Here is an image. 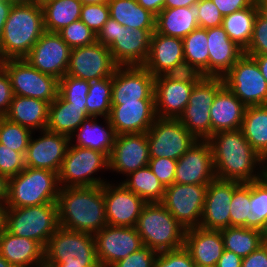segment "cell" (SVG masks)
Instances as JSON below:
<instances>
[{
  "label": "cell",
  "mask_w": 267,
  "mask_h": 267,
  "mask_svg": "<svg viewBox=\"0 0 267 267\" xmlns=\"http://www.w3.org/2000/svg\"><path fill=\"white\" fill-rule=\"evenodd\" d=\"M32 133L31 130L10 121L6 117L0 118V143L24 156Z\"/></svg>",
  "instance_id": "cell-44"
},
{
  "label": "cell",
  "mask_w": 267,
  "mask_h": 267,
  "mask_svg": "<svg viewBox=\"0 0 267 267\" xmlns=\"http://www.w3.org/2000/svg\"><path fill=\"white\" fill-rule=\"evenodd\" d=\"M199 1L190 7L164 8L155 21V32L184 39L198 28Z\"/></svg>",
  "instance_id": "cell-32"
},
{
  "label": "cell",
  "mask_w": 267,
  "mask_h": 267,
  "mask_svg": "<svg viewBox=\"0 0 267 267\" xmlns=\"http://www.w3.org/2000/svg\"><path fill=\"white\" fill-rule=\"evenodd\" d=\"M117 185L109 182L103 185L107 224L136 227L146 202L121 182Z\"/></svg>",
  "instance_id": "cell-20"
},
{
  "label": "cell",
  "mask_w": 267,
  "mask_h": 267,
  "mask_svg": "<svg viewBox=\"0 0 267 267\" xmlns=\"http://www.w3.org/2000/svg\"><path fill=\"white\" fill-rule=\"evenodd\" d=\"M91 115L86 105H71L59 93L49 105L48 124L46 129L69 137Z\"/></svg>",
  "instance_id": "cell-34"
},
{
  "label": "cell",
  "mask_w": 267,
  "mask_h": 267,
  "mask_svg": "<svg viewBox=\"0 0 267 267\" xmlns=\"http://www.w3.org/2000/svg\"><path fill=\"white\" fill-rule=\"evenodd\" d=\"M244 54L267 55V19L259 12L254 21L251 40L244 50Z\"/></svg>",
  "instance_id": "cell-50"
},
{
  "label": "cell",
  "mask_w": 267,
  "mask_h": 267,
  "mask_svg": "<svg viewBox=\"0 0 267 267\" xmlns=\"http://www.w3.org/2000/svg\"><path fill=\"white\" fill-rule=\"evenodd\" d=\"M5 71L10 79L13 95L41 99L49 104L58 96L59 79L41 73L24 59H7Z\"/></svg>",
  "instance_id": "cell-10"
},
{
  "label": "cell",
  "mask_w": 267,
  "mask_h": 267,
  "mask_svg": "<svg viewBox=\"0 0 267 267\" xmlns=\"http://www.w3.org/2000/svg\"><path fill=\"white\" fill-rule=\"evenodd\" d=\"M199 0H165L164 8L190 7Z\"/></svg>",
  "instance_id": "cell-64"
},
{
  "label": "cell",
  "mask_w": 267,
  "mask_h": 267,
  "mask_svg": "<svg viewBox=\"0 0 267 267\" xmlns=\"http://www.w3.org/2000/svg\"><path fill=\"white\" fill-rule=\"evenodd\" d=\"M163 75L169 80L190 84H197L206 77L203 71L187 60L176 63Z\"/></svg>",
  "instance_id": "cell-49"
},
{
  "label": "cell",
  "mask_w": 267,
  "mask_h": 267,
  "mask_svg": "<svg viewBox=\"0 0 267 267\" xmlns=\"http://www.w3.org/2000/svg\"><path fill=\"white\" fill-rule=\"evenodd\" d=\"M82 4H108L110 0H80Z\"/></svg>",
  "instance_id": "cell-69"
},
{
  "label": "cell",
  "mask_w": 267,
  "mask_h": 267,
  "mask_svg": "<svg viewBox=\"0 0 267 267\" xmlns=\"http://www.w3.org/2000/svg\"><path fill=\"white\" fill-rule=\"evenodd\" d=\"M223 15L211 0H199L198 26L213 28L222 26Z\"/></svg>",
  "instance_id": "cell-55"
},
{
  "label": "cell",
  "mask_w": 267,
  "mask_h": 267,
  "mask_svg": "<svg viewBox=\"0 0 267 267\" xmlns=\"http://www.w3.org/2000/svg\"><path fill=\"white\" fill-rule=\"evenodd\" d=\"M143 245L157 253L184 246L186 229L160 203H146L136 225Z\"/></svg>",
  "instance_id": "cell-4"
},
{
  "label": "cell",
  "mask_w": 267,
  "mask_h": 267,
  "mask_svg": "<svg viewBox=\"0 0 267 267\" xmlns=\"http://www.w3.org/2000/svg\"><path fill=\"white\" fill-rule=\"evenodd\" d=\"M208 142L216 178L249 183L266 174V161L251 147L241 129L216 132Z\"/></svg>",
  "instance_id": "cell-1"
},
{
  "label": "cell",
  "mask_w": 267,
  "mask_h": 267,
  "mask_svg": "<svg viewBox=\"0 0 267 267\" xmlns=\"http://www.w3.org/2000/svg\"><path fill=\"white\" fill-rule=\"evenodd\" d=\"M100 169H109V160L104 153L78 147L70 142L58 173L59 185L60 187L104 185L107 182L105 179L92 176Z\"/></svg>",
  "instance_id": "cell-8"
},
{
  "label": "cell",
  "mask_w": 267,
  "mask_h": 267,
  "mask_svg": "<svg viewBox=\"0 0 267 267\" xmlns=\"http://www.w3.org/2000/svg\"><path fill=\"white\" fill-rule=\"evenodd\" d=\"M41 136H31L26 154L25 167L45 169L59 173L70 144V137L64 134L41 130Z\"/></svg>",
  "instance_id": "cell-18"
},
{
  "label": "cell",
  "mask_w": 267,
  "mask_h": 267,
  "mask_svg": "<svg viewBox=\"0 0 267 267\" xmlns=\"http://www.w3.org/2000/svg\"><path fill=\"white\" fill-rule=\"evenodd\" d=\"M46 32L58 33L70 23L80 19V0H48L41 4Z\"/></svg>",
  "instance_id": "cell-37"
},
{
  "label": "cell",
  "mask_w": 267,
  "mask_h": 267,
  "mask_svg": "<svg viewBox=\"0 0 267 267\" xmlns=\"http://www.w3.org/2000/svg\"><path fill=\"white\" fill-rule=\"evenodd\" d=\"M121 183L146 203L161 202L163 199L165 187L149 166L130 173Z\"/></svg>",
  "instance_id": "cell-39"
},
{
  "label": "cell",
  "mask_w": 267,
  "mask_h": 267,
  "mask_svg": "<svg viewBox=\"0 0 267 267\" xmlns=\"http://www.w3.org/2000/svg\"><path fill=\"white\" fill-rule=\"evenodd\" d=\"M241 267H267V245L262 244L257 250L242 258Z\"/></svg>",
  "instance_id": "cell-59"
},
{
  "label": "cell",
  "mask_w": 267,
  "mask_h": 267,
  "mask_svg": "<svg viewBox=\"0 0 267 267\" xmlns=\"http://www.w3.org/2000/svg\"><path fill=\"white\" fill-rule=\"evenodd\" d=\"M109 170L128 176L130 173L149 165L147 133L119 134L108 158Z\"/></svg>",
  "instance_id": "cell-19"
},
{
  "label": "cell",
  "mask_w": 267,
  "mask_h": 267,
  "mask_svg": "<svg viewBox=\"0 0 267 267\" xmlns=\"http://www.w3.org/2000/svg\"><path fill=\"white\" fill-rule=\"evenodd\" d=\"M154 80L144 66H119L112 76L111 105L155 100Z\"/></svg>",
  "instance_id": "cell-16"
},
{
  "label": "cell",
  "mask_w": 267,
  "mask_h": 267,
  "mask_svg": "<svg viewBox=\"0 0 267 267\" xmlns=\"http://www.w3.org/2000/svg\"><path fill=\"white\" fill-rule=\"evenodd\" d=\"M241 266H242V258L236 255L234 252H230L225 249L216 265V267H241Z\"/></svg>",
  "instance_id": "cell-60"
},
{
  "label": "cell",
  "mask_w": 267,
  "mask_h": 267,
  "mask_svg": "<svg viewBox=\"0 0 267 267\" xmlns=\"http://www.w3.org/2000/svg\"><path fill=\"white\" fill-rule=\"evenodd\" d=\"M208 184H178L165 187L160 202L187 230L200 226Z\"/></svg>",
  "instance_id": "cell-13"
},
{
  "label": "cell",
  "mask_w": 267,
  "mask_h": 267,
  "mask_svg": "<svg viewBox=\"0 0 267 267\" xmlns=\"http://www.w3.org/2000/svg\"><path fill=\"white\" fill-rule=\"evenodd\" d=\"M24 168V155L0 143V174L10 178L19 174Z\"/></svg>",
  "instance_id": "cell-51"
},
{
  "label": "cell",
  "mask_w": 267,
  "mask_h": 267,
  "mask_svg": "<svg viewBox=\"0 0 267 267\" xmlns=\"http://www.w3.org/2000/svg\"><path fill=\"white\" fill-rule=\"evenodd\" d=\"M223 86L224 81L220 77H205L195 84L189 102L178 118L197 140H208L211 137L210 108Z\"/></svg>",
  "instance_id": "cell-9"
},
{
  "label": "cell",
  "mask_w": 267,
  "mask_h": 267,
  "mask_svg": "<svg viewBox=\"0 0 267 267\" xmlns=\"http://www.w3.org/2000/svg\"><path fill=\"white\" fill-rule=\"evenodd\" d=\"M150 158L178 160L198 140L178 120L157 117L148 129Z\"/></svg>",
  "instance_id": "cell-12"
},
{
  "label": "cell",
  "mask_w": 267,
  "mask_h": 267,
  "mask_svg": "<svg viewBox=\"0 0 267 267\" xmlns=\"http://www.w3.org/2000/svg\"><path fill=\"white\" fill-rule=\"evenodd\" d=\"M46 1H48V0H35V2L38 3V4H40V5L43 4Z\"/></svg>",
  "instance_id": "cell-74"
},
{
  "label": "cell",
  "mask_w": 267,
  "mask_h": 267,
  "mask_svg": "<svg viewBox=\"0 0 267 267\" xmlns=\"http://www.w3.org/2000/svg\"><path fill=\"white\" fill-rule=\"evenodd\" d=\"M215 178L212 148L208 140H198L177 160L174 183L209 184Z\"/></svg>",
  "instance_id": "cell-21"
},
{
  "label": "cell",
  "mask_w": 267,
  "mask_h": 267,
  "mask_svg": "<svg viewBox=\"0 0 267 267\" xmlns=\"http://www.w3.org/2000/svg\"><path fill=\"white\" fill-rule=\"evenodd\" d=\"M117 32L118 22L109 17L97 34V42L109 47L117 39Z\"/></svg>",
  "instance_id": "cell-57"
},
{
  "label": "cell",
  "mask_w": 267,
  "mask_h": 267,
  "mask_svg": "<svg viewBox=\"0 0 267 267\" xmlns=\"http://www.w3.org/2000/svg\"><path fill=\"white\" fill-rule=\"evenodd\" d=\"M176 165L177 160L161 157L150 158L148 166L164 187H167L174 183Z\"/></svg>",
  "instance_id": "cell-54"
},
{
  "label": "cell",
  "mask_w": 267,
  "mask_h": 267,
  "mask_svg": "<svg viewBox=\"0 0 267 267\" xmlns=\"http://www.w3.org/2000/svg\"><path fill=\"white\" fill-rule=\"evenodd\" d=\"M59 227L57 203L7 209L6 230L37 241L44 248Z\"/></svg>",
  "instance_id": "cell-7"
},
{
  "label": "cell",
  "mask_w": 267,
  "mask_h": 267,
  "mask_svg": "<svg viewBox=\"0 0 267 267\" xmlns=\"http://www.w3.org/2000/svg\"><path fill=\"white\" fill-rule=\"evenodd\" d=\"M156 118L155 100L122 102V105H111L108 116L115 135L147 133Z\"/></svg>",
  "instance_id": "cell-24"
},
{
  "label": "cell",
  "mask_w": 267,
  "mask_h": 267,
  "mask_svg": "<svg viewBox=\"0 0 267 267\" xmlns=\"http://www.w3.org/2000/svg\"><path fill=\"white\" fill-rule=\"evenodd\" d=\"M0 255L13 267H36L44 259V247L37 241L15 236L6 230L0 237Z\"/></svg>",
  "instance_id": "cell-30"
},
{
  "label": "cell",
  "mask_w": 267,
  "mask_h": 267,
  "mask_svg": "<svg viewBox=\"0 0 267 267\" xmlns=\"http://www.w3.org/2000/svg\"><path fill=\"white\" fill-rule=\"evenodd\" d=\"M45 32L40 4H13L3 27L0 50L7 59H24Z\"/></svg>",
  "instance_id": "cell-3"
},
{
  "label": "cell",
  "mask_w": 267,
  "mask_h": 267,
  "mask_svg": "<svg viewBox=\"0 0 267 267\" xmlns=\"http://www.w3.org/2000/svg\"><path fill=\"white\" fill-rule=\"evenodd\" d=\"M118 67L109 48L96 41L71 48L66 75L90 82L113 76Z\"/></svg>",
  "instance_id": "cell-14"
},
{
  "label": "cell",
  "mask_w": 267,
  "mask_h": 267,
  "mask_svg": "<svg viewBox=\"0 0 267 267\" xmlns=\"http://www.w3.org/2000/svg\"><path fill=\"white\" fill-rule=\"evenodd\" d=\"M250 206V182L240 183L233 191L230 204V227L254 229V216Z\"/></svg>",
  "instance_id": "cell-43"
},
{
  "label": "cell",
  "mask_w": 267,
  "mask_h": 267,
  "mask_svg": "<svg viewBox=\"0 0 267 267\" xmlns=\"http://www.w3.org/2000/svg\"><path fill=\"white\" fill-rule=\"evenodd\" d=\"M13 6V3L6 0H0V39L3 32V27L9 16L10 10Z\"/></svg>",
  "instance_id": "cell-62"
},
{
  "label": "cell",
  "mask_w": 267,
  "mask_h": 267,
  "mask_svg": "<svg viewBox=\"0 0 267 267\" xmlns=\"http://www.w3.org/2000/svg\"><path fill=\"white\" fill-rule=\"evenodd\" d=\"M222 78L246 107L267 105V82L251 56L244 54Z\"/></svg>",
  "instance_id": "cell-11"
},
{
  "label": "cell",
  "mask_w": 267,
  "mask_h": 267,
  "mask_svg": "<svg viewBox=\"0 0 267 267\" xmlns=\"http://www.w3.org/2000/svg\"><path fill=\"white\" fill-rule=\"evenodd\" d=\"M13 98L10 79L4 70L0 73V118L5 117Z\"/></svg>",
  "instance_id": "cell-56"
},
{
  "label": "cell",
  "mask_w": 267,
  "mask_h": 267,
  "mask_svg": "<svg viewBox=\"0 0 267 267\" xmlns=\"http://www.w3.org/2000/svg\"><path fill=\"white\" fill-rule=\"evenodd\" d=\"M6 1L11 2L13 4H25V3L35 2V0H6Z\"/></svg>",
  "instance_id": "cell-72"
},
{
  "label": "cell",
  "mask_w": 267,
  "mask_h": 267,
  "mask_svg": "<svg viewBox=\"0 0 267 267\" xmlns=\"http://www.w3.org/2000/svg\"><path fill=\"white\" fill-rule=\"evenodd\" d=\"M112 102V76L90 81L86 108L91 116L108 118Z\"/></svg>",
  "instance_id": "cell-42"
},
{
  "label": "cell",
  "mask_w": 267,
  "mask_h": 267,
  "mask_svg": "<svg viewBox=\"0 0 267 267\" xmlns=\"http://www.w3.org/2000/svg\"><path fill=\"white\" fill-rule=\"evenodd\" d=\"M155 267H196L189 251L183 246L169 251L159 252Z\"/></svg>",
  "instance_id": "cell-52"
},
{
  "label": "cell",
  "mask_w": 267,
  "mask_h": 267,
  "mask_svg": "<svg viewBox=\"0 0 267 267\" xmlns=\"http://www.w3.org/2000/svg\"><path fill=\"white\" fill-rule=\"evenodd\" d=\"M183 41L184 60L196 65L209 77V49L207 29L196 28Z\"/></svg>",
  "instance_id": "cell-41"
},
{
  "label": "cell",
  "mask_w": 267,
  "mask_h": 267,
  "mask_svg": "<svg viewBox=\"0 0 267 267\" xmlns=\"http://www.w3.org/2000/svg\"><path fill=\"white\" fill-rule=\"evenodd\" d=\"M98 117H87L79 128L71 135L70 142L78 147L90 148L104 153L108 158L114 145L115 132L109 119L103 117L106 126L100 125ZM75 136V137H74ZM74 138L75 142H74ZM74 142V143H72Z\"/></svg>",
  "instance_id": "cell-33"
},
{
  "label": "cell",
  "mask_w": 267,
  "mask_h": 267,
  "mask_svg": "<svg viewBox=\"0 0 267 267\" xmlns=\"http://www.w3.org/2000/svg\"><path fill=\"white\" fill-rule=\"evenodd\" d=\"M251 56L258 64L261 74L267 82V55H248Z\"/></svg>",
  "instance_id": "cell-65"
},
{
  "label": "cell",
  "mask_w": 267,
  "mask_h": 267,
  "mask_svg": "<svg viewBox=\"0 0 267 267\" xmlns=\"http://www.w3.org/2000/svg\"><path fill=\"white\" fill-rule=\"evenodd\" d=\"M90 82L65 75L59 80L58 93L71 105H86Z\"/></svg>",
  "instance_id": "cell-46"
},
{
  "label": "cell",
  "mask_w": 267,
  "mask_h": 267,
  "mask_svg": "<svg viewBox=\"0 0 267 267\" xmlns=\"http://www.w3.org/2000/svg\"><path fill=\"white\" fill-rule=\"evenodd\" d=\"M70 52L71 48L58 33L45 32L24 60L41 73L60 80L66 75Z\"/></svg>",
  "instance_id": "cell-17"
},
{
  "label": "cell",
  "mask_w": 267,
  "mask_h": 267,
  "mask_svg": "<svg viewBox=\"0 0 267 267\" xmlns=\"http://www.w3.org/2000/svg\"><path fill=\"white\" fill-rule=\"evenodd\" d=\"M0 267H13V266L0 255Z\"/></svg>",
  "instance_id": "cell-73"
},
{
  "label": "cell",
  "mask_w": 267,
  "mask_h": 267,
  "mask_svg": "<svg viewBox=\"0 0 267 267\" xmlns=\"http://www.w3.org/2000/svg\"><path fill=\"white\" fill-rule=\"evenodd\" d=\"M258 12L267 19V0H256Z\"/></svg>",
  "instance_id": "cell-67"
},
{
  "label": "cell",
  "mask_w": 267,
  "mask_h": 267,
  "mask_svg": "<svg viewBox=\"0 0 267 267\" xmlns=\"http://www.w3.org/2000/svg\"><path fill=\"white\" fill-rule=\"evenodd\" d=\"M60 185L58 173L25 167L9 178L7 208L57 203Z\"/></svg>",
  "instance_id": "cell-5"
},
{
  "label": "cell",
  "mask_w": 267,
  "mask_h": 267,
  "mask_svg": "<svg viewBox=\"0 0 267 267\" xmlns=\"http://www.w3.org/2000/svg\"><path fill=\"white\" fill-rule=\"evenodd\" d=\"M144 9L157 16L163 9L165 0H136Z\"/></svg>",
  "instance_id": "cell-61"
},
{
  "label": "cell",
  "mask_w": 267,
  "mask_h": 267,
  "mask_svg": "<svg viewBox=\"0 0 267 267\" xmlns=\"http://www.w3.org/2000/svg\"><path fill=\"white\" fill-rule=\"evenodd\" d=\"M222 13L223 17L235 11L250 7L254 0H211Z\"/></svg>",
  "instance_id": "cell-58"
},
{
  "label": "cell",
  "mask_w": 267,
  "mask_h": 267,
  "mask_svg": "<svg viewBox=\"0 0 267 267\" xmlns=\"http://www.w3.org/2000/svg\"><path fill=\"white\" fill-rule=\"evenodd\" d=\"M36 267H59V266L48 262L46 259H43Z\"/></svg>",
  "instance_id": "cell-71"
},
{
  "label": "cell",
  "mask_w": 267,
  "mask_h": 267,
  "mask_svg": "<svg viewBox=\"0 0 267 267\" xmlns=\"http://www.w3.org/2000/svg\"><path fill=\"white\" fill-rule=\"evenodd\" d=\"M239 184L236 181L218 178L208 184L199 227L209 230H222L230 227V204L233 191Z\"/></svg>",
  "instance_id": "cell-22"
},
{
  "label": "cell",
  "mask_w": 267,
  "mask_h": 267,
  "mask_svg": "<svg viewBox=\"0 0 267 267\" xmlns=\"http://www.w3.org/2000/svg\"><path fill=\"white\" fill-rule=\"evenodd\" d=\"M259 231L263 244L267 245V220L262 224V227Z\"/></svg>",
  "instance_id": "cell-68"
},
{
  "label": "cell",
  "mask_w": 267,
  "mask_h": 267,
  "mask_svg": "<svg viewBox=\"0 0 267 267\" xmlns=\"http://www.w3.org/2000/svg\"><path fill=\"white\" fill-rule=\"evenodd\" d=\"M195 84L172 81L164 75L155 77V112L159 118L178 119L189 102Z\"/></svg>",
  "instance_id": "cell-25"
},
{
  "label": "cell",
  "mask_w": 267,
  "mask_h": 267,
  "mask_svg": "<svg viewBox=\"0 0 267 267\" xmlns=\"http://www.w3.org/2000/svg\"><path fill=\"white\" fill-rule=\"evenodd\" d=\"M209 49V77L222 78L244 55L222 26L207 29Z\"/></svg>",
  "instance_id": "cell-27"
},
{
  "label": "cell",
  "mask_w": 267,
  "mask_h": 267,
  "mask_svg": "<svg viewBox=\"0 0 267 267\" xmlns=\"http://www.w3.org/2000/svg\"><path fill=\"white\" fill-rule=\"evenodd\" d=\"M94 237L97 261L100 267H111L143 246L136 227L107 225Z\"/></svg>",
  "instance_id": "cell-15"
},
{
  "label": "cell",
  "mask_w": 267,
  "mask_h": 267,
  "mask_svg": "<svg viewBox=\"0 0 267 267\" xmlns=\"http://www.w3.org/2000/svg\"><path fill=\"white\" fill-rule=\"evenodd\" d=\"M59 226L95 235L107 226L103 185L60 187Z\"/></svg>",
  "instance_id": "cell-2"
},
{
  "label": "cell",
  "mask_w": 267,
  "mask_h": 267,
  "mask_svg": "<svg viewBox=\"0 0 267 267\" xmlns=\"http://www.w3.org/2000/svg\"><path fill=\"white\" fill-rule=\"evenodd\" d=\"M109 17L108 4H83L80 12V20L96 34L102 29Z\"/></svg>",
  "instance_id": "cell-48"
},
{
  "label": "cell",
  "mask_w": 267,
  "mask_h": 267,
  "mask_svg": "<svg viewBox=\"0 0 267 267\" xmlns=\"http://www.w3.org/2000/svg\"><path fill=\"white\" fill-rule=\"evenodd\" d=\"M155 29H132L118 23L117 39L108 47L119 66H143Z\"/></svg>",
  "instance_id": "cell-23"
},
{
  "label": "cell",
  "mask_w": 267,
  "mask_h": 267,
  "mask_svg": "<svg viewBox=\"0 0 267 267\" xmlns=\"http://www.w3.org/2000/svg\"><path fill=\"white\" fill-rule=\"evenodd\" d=\"M184 247L195 265L216 267L224 251V241L220 230L196 227L185 231Z\"/></svg>",
  "instance_id": "cell-26"
},
{
  "label": "cell",
  "mask_w": 267,
  "mask_h": 267,
  "mask_svg": "<svg viewBox=\"0 0 267 267\" xmlns=\"http://www.w3.org/2000/svg\"><path fill=\"white\" fill-rule=\"evenodd\" d=\"M241 130L251 147L267 162V105L247 106Z\"/></svg>",
  "instance_id": "cell-35"
},
{
  "label": "cell",
  "mask_w": 267,
  "mask_h": 267,
  "mask_svg": "<svg viewBox=\"0 0 267 267\" xmlns=\"http://www.w3.org/2000/svg\"><path fill=\"white\" fill-rule=\"evenodd\" d=\"M9 178L0 174V204L6 205L8 200Z\"/></svg>",
  "instance_id": "cell-63"
},
{
  "label": "cell",
  "mask_w": 267,
  "mask_h": 267,
  "mask_svg": "<svg viewBox=\"0 0 267 267\" xmlns=\"http://www.w3.org/2000/svg\"><path fill=\"white\" fill-rule=\"evenodd\" d=\"M157 252L148 246H142L138 251L117 261L111 267H155Z\"/></svg>",
  "instance_id": "cell-53"
},
{
  "label": "cell",
  "mask_w": 267,
  "mask_h": 267,
  "mask_svg": "<svg viewBox=\"0 0 267 267\" xmlns=\"http://www.w3.org/2000/svg\"><path fill=\"white\" fill-rule=\"evenodd\" d=\"M246 106L224 85L210 108L211 135L241 129Z\"/></svg>",
  "instance_id": "cell-28"
},
{
  "label": "cell",
  "mask_w": 267,
  "mask_h": 267,
  "mask_svg": "<svg viewBox=\"0 0 267 267\" xmlns=\"http://www.w3.org/2000/svg\"><path fill=\"white\" fill-rule=\"evenodd\" d=\"M44 259L59 267H100L94 235L62 227L50 237Z\"/></svg>",
  "instance_id": "cell-6"
},
{
  "label": "cell",
  "mask_w": 267,
  "mask_h": 267,
  "mask_svg": "<svg viewBox=\"0 0 267 267\" xmlns=\"http://www.w3.org/2000/svg\"><path fill=\"white\" fill-rule=\"evenodd\" d=\"M6 62L7 58L3 55L2 51L0 50V73L5 70Z\"/></svg>",
  "instance_id": "cell-70"
},
{
  "label": "cell",
  "mask_w": 267,
  "mask_h": 267,
  "mask_svg": "<svg viewBox=\"0 0 267 267\" xmlns=\"http://www.w3.org/2000/svg\"><path fill=\"white\" fill-rule=\"evenodd\" d=\"M58 34L70 48L91 45L97 41V34L80 19L64 27Z\"/></svg>",
  "instance_id": "cell-47"
},
{
  "label": "cell",
  "mask_w": 267,
  "mask_h": 267,
  "mask_svg": "<svg viewBox=\"0 0 267 267\" xmlns=\"http://www.w3.org/2000/svg\"><path fill=\"white\" fill-rule=\"evenodd\" d=\"M7 205L0 204V237L6 231V215H7Z\"/></svg>",
  "instance_id": "cell-66"
},
{
  "label": "cell",
  "mask_w": 267,
  "mask_h": 267,
  "mask_svg": "<svg viewBox=\"0 0 267 267\" xmlns=\"http://www.w3.org/2000/svg\"><path fill=\"white\" fill-rule=\"evenodd\" d=\"M49 105L41 99L13 95L5 117L32 132L45 130L48 124Z\"/></svg>",
  "instance_id": "cell-31"
},
{
  "label": "cell",
  "mask_w": 267,
  "mask_h": 267,
  "mask_svg": "<svg viewBox=\"0 0 267 267\" xmlns=\"http://www.w3.org/2000/svg\"><path fill=\"white\" fill-rule=\"evenodd\" d=\"M182 60L184 50L181 38L165 36L155 31L152 33L149 56L143 65L151 75H163Z\"/></svg>",
  "instance_id": "cell-29"
},
{
  "label": "cell",
  "mask_w": 267,
  "mask_h": 267,
  "mask_svg": "<svg viewBox=\"0 0 267 267\" xmlns=\"http://www.w3.org/2000/svg\"><path fill=\"white\" fill-rule=\"evenodd\" d=\"M258 13L256 2L250 7L235 11L222 20V27L239 47L245 50L251 40L254 21Z\"/></svg>",
  "instance_id": "cell-38"
},
{
  "label": "cell",
  "mask_w": 267,
  "mask_h": 267,
  "mask_svg": "<svg viewBox=\"0 0 267 267\" xmlns=\"http://www.w3.org/2000/svg\"><path fill=\"white\" fill-rule=\"evenodd\" d=\"M220 231L224 241V249L234 252L241 258L247 257L263 244L260 231L257 229L227 227Z\"/></svg>",
  "instance_id": "cell-40"
},
{
  "label": "cell",
  "mask_w": 267,
  "mask_h": 267,
  "mask_svg": "<svg viewBox=\"0 0 267 267\" xmlns=\"http://www.w3.org/2000/svg\"><path fill=\"white\" fill-rule=\"evenodd\" d=\"M110 17L132 29H155L156 16L136 0H110Z\"/></svg>",
  "instance_id": "cell-36"
},
{
  "label": "cell",
  "mask_w": 267,
  "mask_h": 267,
  "mask_svg": "<svg viewBox=\"0 0 267 267\" xmlns=\"http://www.w3.org/2000/svg\"><path fill=\"white\" fill-rule=\"evenodd\" d=\"M250 211L254 216V229L260 230L267 220V174L250 182Z\"/></svg>",
  "instance_id": "cell-45"
}]
</instances>
